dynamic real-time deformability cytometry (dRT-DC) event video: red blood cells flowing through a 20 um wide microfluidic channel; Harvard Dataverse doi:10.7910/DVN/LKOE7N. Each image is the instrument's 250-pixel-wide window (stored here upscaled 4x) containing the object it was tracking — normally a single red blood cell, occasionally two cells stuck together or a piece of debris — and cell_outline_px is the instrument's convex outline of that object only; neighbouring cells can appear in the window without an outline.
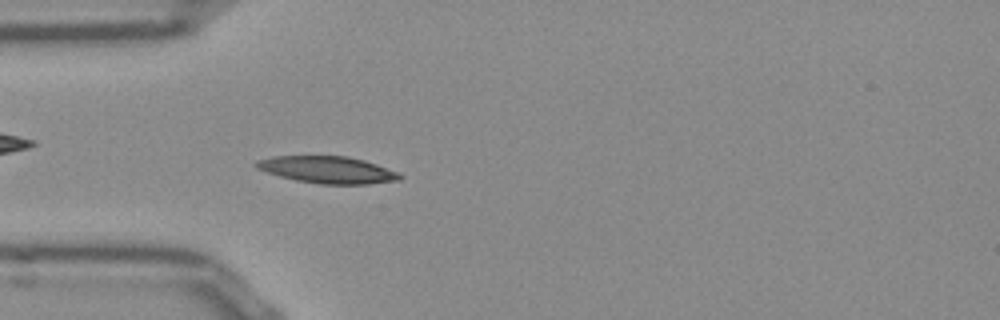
{"species": "Egyptian fruit bat (a non-hibernating species)", "species_latin": "Rousettus aegyptiacus", "temperature_condition": "room temperature", "stored_images_in_passage": 42, "camera_frame_rate_fps": 3000, "um_per_image_px": 0.085, "frame": {"image": 1, "passage_image": 5, "time_ms": 1.333, "image_size_px": [1000, 320], "cell_outline_px": [[404, 176], [400, 180], [368, 184], [320, 184], [296, 180], [280, 176], [256, 168], [252, 164], [256, 160], [272, 156], [348, 156], [364, 160], [400, 172]], "centroid_in_image_um": [27.86, 14.43], "position_along_channel_um": 57.1, "area_um2": 22.72}}
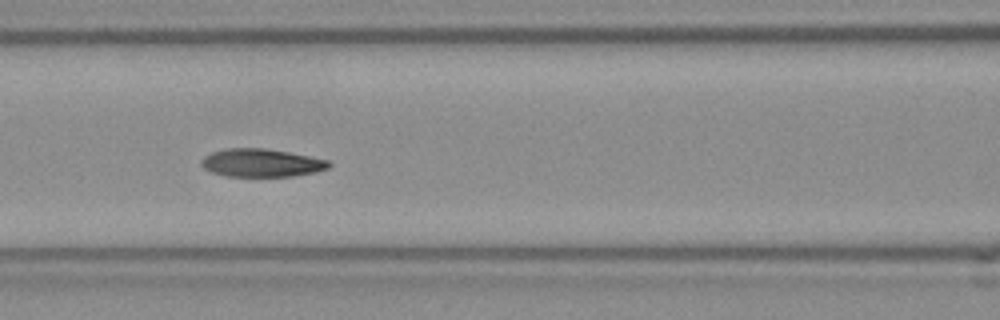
{"frame": {"image": 2, "passage_image": 12, "time_ms": 3.667, "image_size_px": [1000, 320], "cell_outline_px": [[332, 164], [328, 168], [316, 172], [292, 176], [228, 176], [212, 172], [204, 168], [200, 164], [200, 160], [204, 156], [212, 152], [224, 148], [264, 148], [288, 152], [328, 160]], "centroid_in_image_um": [22.2, 13.84], "position_along_channel_um": 144.4, "area_um2": 20.81}}
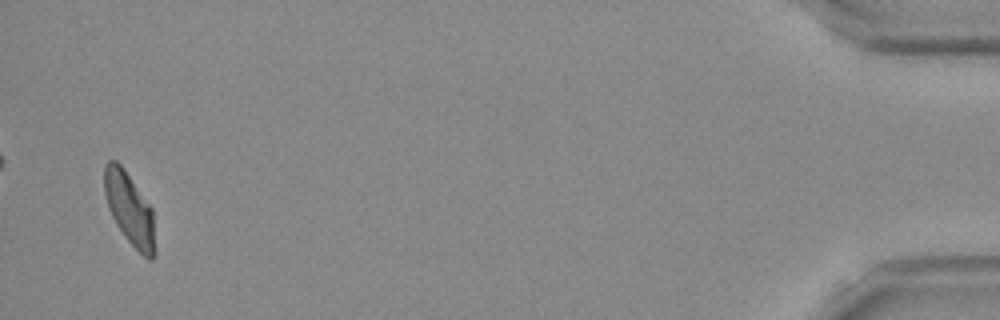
{"frame": {"image": 3, "passage_image": 41, "time_ms": 13.333, "image_size_px": [1000, 320], "cell_outline_px": [[152, 260], [148, 260], [128, 240], [116, 224], [108, 208], [104, 192], [104, 164], [108, 160], [116, 160], [124, 168], [152, 208]], "centroid_in_image_um": [10.93, 17.64], "position_along_channel_um": 424.3, "area_um2": 20.58}, "authors_computed_cell_mechanics": {"area_um2": 21.5016, "velocity_mm_per_s": 3.8296, "shape_relaxation_time_tau1_ms": 5.5808, "shape_relaxation_time_tau2_ms": 2.2045, "deformation_change_tau1": 0.1501, "deformation_change_tau2": 0.0752}}